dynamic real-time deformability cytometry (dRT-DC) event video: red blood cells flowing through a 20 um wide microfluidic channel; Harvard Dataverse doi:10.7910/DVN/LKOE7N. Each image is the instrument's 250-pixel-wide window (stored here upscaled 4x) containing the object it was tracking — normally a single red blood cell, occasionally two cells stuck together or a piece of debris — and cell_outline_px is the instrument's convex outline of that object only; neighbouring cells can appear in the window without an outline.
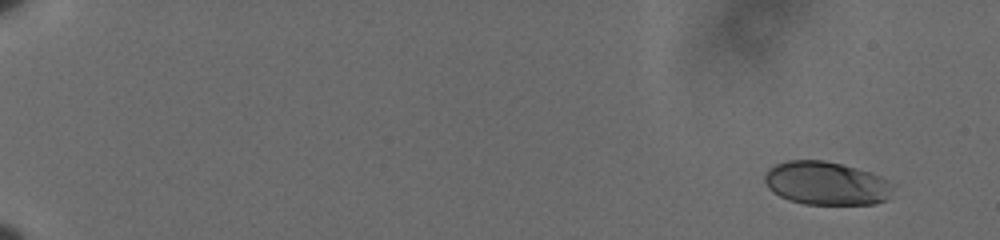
{"species": "human", "species_latin": "Homo sapiens", "temperature_condition": "cold", "stored_images_in_passage": 57, "camera_frame_rate_fps": 3000, "um_per_image_px": 0.085, "donor": {"sex": "male"}, "frame": {"image": 1, "passage_image": 1, "time_ms": 0.0, "image_size_px": [1000, 240], "cell_outline_px": [[896, 184], [888, 200], [876, 204], [804, 204], [788, 200], [772, 192], [768, 188], [764, 180], [764, 176], [768, 168], [776, 164], [788, 160], [824, 160], [872, 172]], "centroid_in_image_um": [70.26, 15.59], "position_along_channel_um": 14.7, "area_um2": 32.89}}
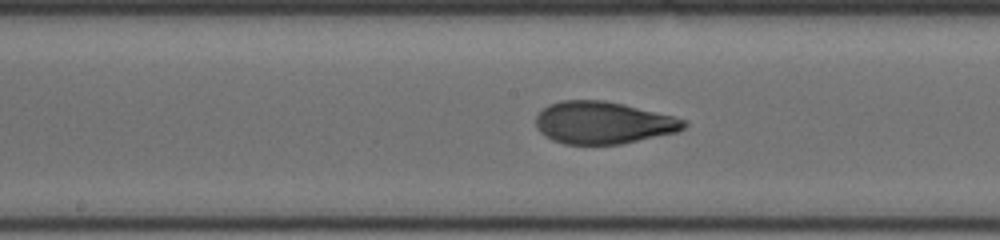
{"frame": {"image": 2, "passage_image": 32, "time_ms": 10.333, "image_size_px": [1000, 240], "cell_outline_px": [[688, 124], [684, 128], [676, 132], [620, 144], [564, 144], [552, 140], [544, 136], [536, 128], [536, 116], [548, 104], [560, 100], [604, 100], [624, 104], [672, 116], [684, 120]], "centroid_in_image_um": [51.22, 10.43], "position_along_channel_um": 197.0, "area_um2": 36.36}}
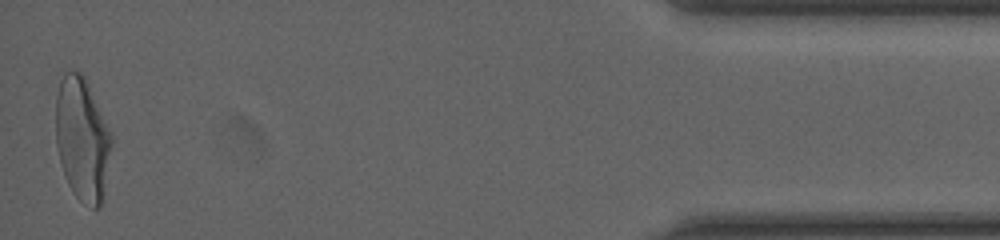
{"frame": {"image": 3, "passage_image": 57, "time_ms": 18.667, "image_size_px": [1000, 240], "cell_outline_px": [[112, 144], [104, 200], [100, 208], [92, 208], [80, 200], [72, 192], [68, 184], [60, 160], [56, 144], [56, 96], [60, 80], [64, 72], [80, 72], [84, 76], [88, 84], [112, 136]], "centroid_in_image_um": [7.0, 11.87], "position_along_channel_um": 428.2, "area_um2": 40.06}, "authors_computed_cell_mechanics": {"area_um2": 36.0094, "velocity_mm_per_s": 3.5977, "shape_relaxation_time_tau1_ms": 4.7968, "shape_relaxation_time_tau2_ms": 0.9872, "deformation_change_tau1": 0.1927, "deformation_change_tau2": 0.0734}}